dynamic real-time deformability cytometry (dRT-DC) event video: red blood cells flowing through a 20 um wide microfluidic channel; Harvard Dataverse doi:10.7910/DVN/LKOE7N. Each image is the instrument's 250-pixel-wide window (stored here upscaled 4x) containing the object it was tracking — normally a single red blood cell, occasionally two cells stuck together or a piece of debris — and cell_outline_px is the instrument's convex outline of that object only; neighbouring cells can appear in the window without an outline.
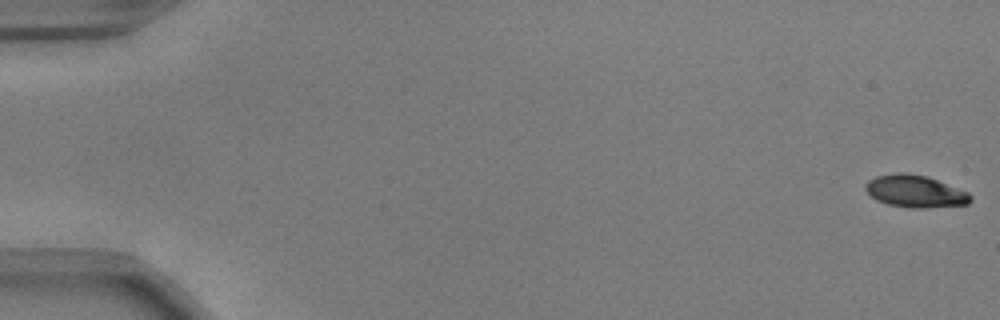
{"species": "common noctule bat (a hibernating species)", "species_latin": "Nyctalus noctula", "temperature_condition": "warm", "stored_images_in_passage": 55, "camera_frame_rate_fps": 3000, "um_per_image_px": 0.085, "animal": {"sex": "male", "body_mass_g": 17.9, "forearm_length_mm": 54.2}, "frame": {"image": 1, "passage_image": 1, "time_ms": 0.0, "image_size_px": [1000, 320], "cell_outline_px": [[972, 200], [968, 204], [924, 208], [908, 208], [888, 204], [876, 200], [864, 188], [864, 184], [868, 180], [876, 176], [896, 172], [904, 172], [928, 176], [968, 192], [972, 196]], "centroid_in_image_um": [77.78, 16.25], "position_along_channel_um": 7.2, "area_um2": 19.88}}
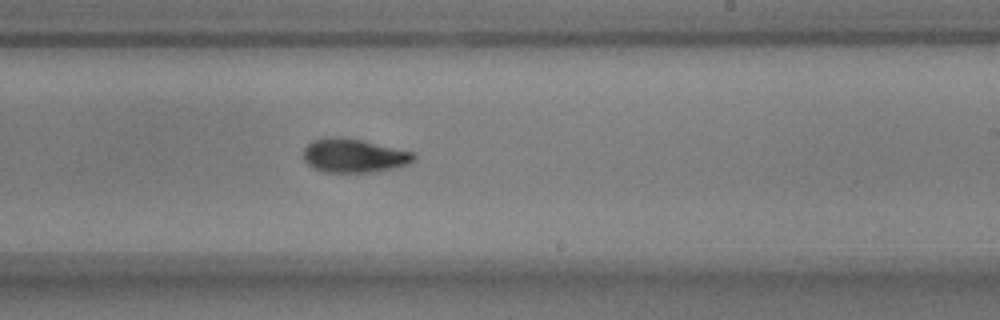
{"frame": {"image": 2, "passage_image": 34, "time_ms": 11.0, "image_size_px": [1000, 320], "cell_outline_px": [[416, 160], [400, 168], [376, 172], [324, 172], [312, 168], [304, 160], [304, 148], [312, 140], [332, 136], [340, 136], [360, 140], [416, 152]], "centroid_in_image_um": [30.13, 13.24], "position_along_channel_um": 258.9, "area_um2": 22.14}}
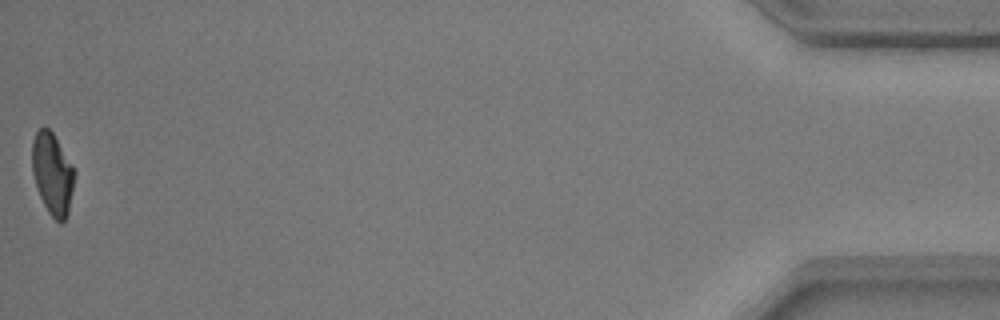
{"frame": {"image": 3, "passage_image": 55, "time_ms": 18.0, "image_size_px": [1000, 320], "cell_outline_px": [[76, 172], [68, 212], [64, 220], [60, 224], [48, 212], [40, 196], [32, 172], [32, 140], [36, 132], [40, 128], [48, 128], [52, 132], [72, 164]], "centroid_in_image_um": [4.46, 14.76], "position_along_channel_um": 430.7, "area_um2": 20.0}, "authors_computed_cell_mechanics": {"area_um2": 21.386, "velocity_mm_per_s": 3.7297, "shape_relaxation_time_tau1_ms": 3.1703, "shape_relaxation_time_tau2_ms": 4.0725, "deformation_change_tau1": 0.1492, "deformation_change_tau2": 0.0732}}